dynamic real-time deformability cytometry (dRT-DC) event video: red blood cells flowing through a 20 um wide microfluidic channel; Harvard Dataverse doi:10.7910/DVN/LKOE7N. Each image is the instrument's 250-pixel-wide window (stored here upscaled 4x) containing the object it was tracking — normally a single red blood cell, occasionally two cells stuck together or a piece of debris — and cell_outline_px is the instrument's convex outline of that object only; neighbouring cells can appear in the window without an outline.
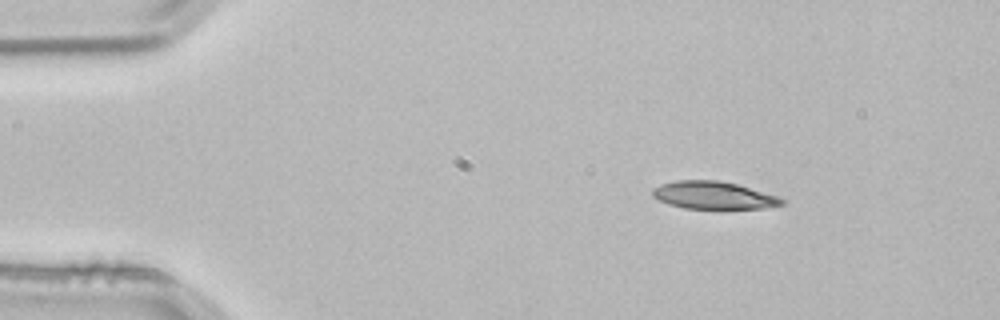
{"species": "common noctule bat (a hibernating species)", "species_latin": "Nyctalus noctula", "temperature_condition": "room temperature", "stored_images_in_passage": 2, "camera_frame_rate_fps": 3000, "um_per_image_px": 0.085, "animal": {"sex": "male", "body_mass_g": 21.5, "forearm_length_mm": 52.0}, "frame": {"image": 1, "passage_image": 1, "time_ms": 0.0, "image_size_px": [1000, 320], "cell_outline_px": [[788, 200], [784, 204], [764, 208], [684, 208], [668, 204], [652, 196], [652, 188], [660, 184], [676, 180], [716, 180], [736, 184], [776, 196]], "centroid_in_image_um": [60.62, 16.59], "position_along_channel_um": 24.4, "area_um2": 20.58}}